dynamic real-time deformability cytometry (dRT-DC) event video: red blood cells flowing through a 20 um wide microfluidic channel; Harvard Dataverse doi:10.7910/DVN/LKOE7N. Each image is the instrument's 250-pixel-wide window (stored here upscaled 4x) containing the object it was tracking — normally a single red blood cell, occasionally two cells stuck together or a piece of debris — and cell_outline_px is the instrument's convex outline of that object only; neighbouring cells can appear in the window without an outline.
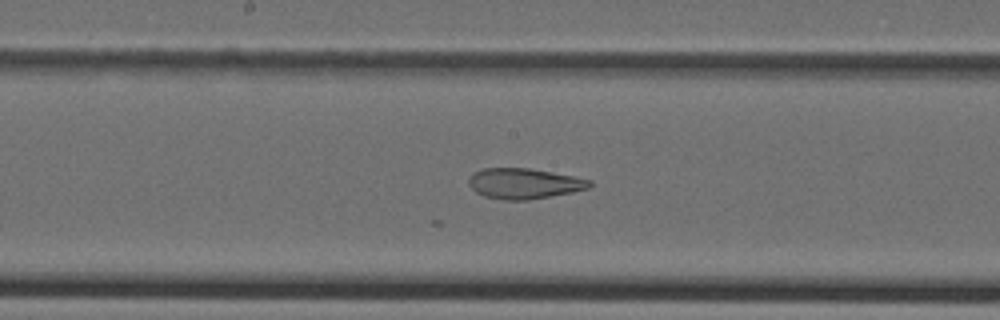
{"species": "Egyptian fruit bat (a non-hibernating species)", "species_latin": "Rousettus aegyptiacus", "temperature_condition": "cold", "stored_images_in_passage": 45, "camera_frame_rate_fps": 3000, "um_per_image_px": 0.085, "animal": {"sex": "female"}, "frame": {"image": 1, "passage_image": 24, "time_ms": 7.667, "image_size_px": [1000, 320], "cell_outline_px": [[592, 184], [588, 188], [572, 192], [528, 200], [504, 200], [484, 196], [476, 192], [468, 184], [468, 180], [472, 172], [484, 168], [528, 168], [572, 176], [592, 180]], "centroid_in_image_um": [44.51, 15.6], "position_along_channel_um": 203.7, "area_um2": 21.39}}
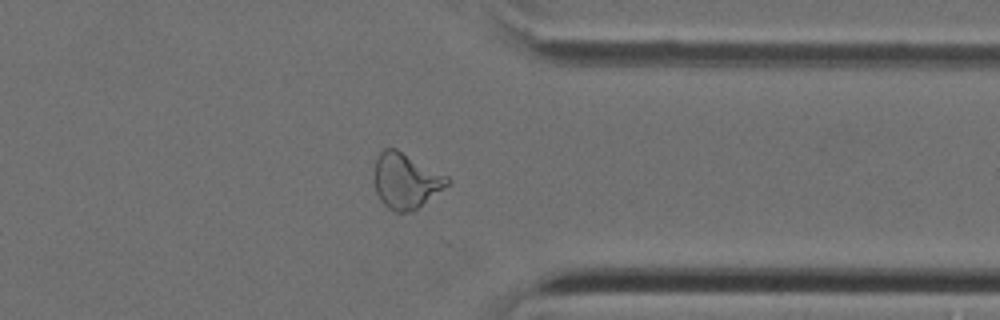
{"frame": {"image": 2, "passage_image": 36, "time_ms": 11.667, "image_size_px": [1000, 320], "cell_outline_px": [[452, 180], [448, 184], [412, 212], [396, 212], [388, 208], [380, 200], [376, 192], [376, 156], [384, 148], [396, 148], [448, 176]], "centroid_in_image_um": [34.5, 15.36], "position_along_channel_um": 376.9, "area_um2": 23.24}}
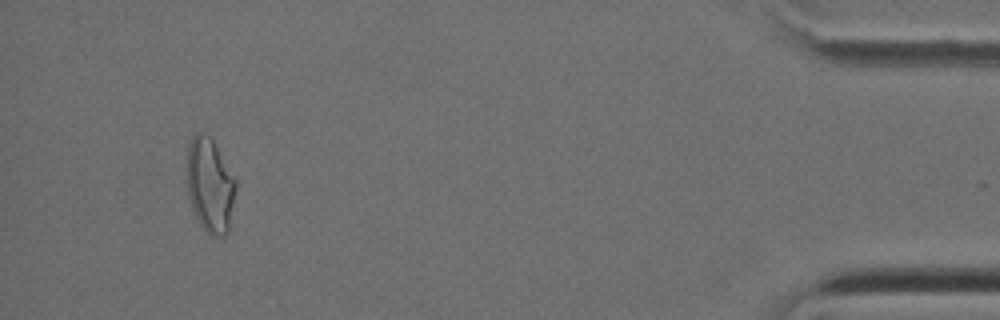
{"frame": {"image": 3, "passage_image": 43, "time_ms": 14.0, "image_size_px": [1000, 320], "cell_outline_px": [[236, 188], [228, 232], [224, 236], [212, 236], [200, 224], [188, 200], [188, 144], [192, 136], [196, 132], [200, 132], [208, 136], [212, 140], [236, 180]], "centroid_in_image_um": [17.85, 15.76], "position_along_channel_um": 417.4, "area_um2": 26.47}}